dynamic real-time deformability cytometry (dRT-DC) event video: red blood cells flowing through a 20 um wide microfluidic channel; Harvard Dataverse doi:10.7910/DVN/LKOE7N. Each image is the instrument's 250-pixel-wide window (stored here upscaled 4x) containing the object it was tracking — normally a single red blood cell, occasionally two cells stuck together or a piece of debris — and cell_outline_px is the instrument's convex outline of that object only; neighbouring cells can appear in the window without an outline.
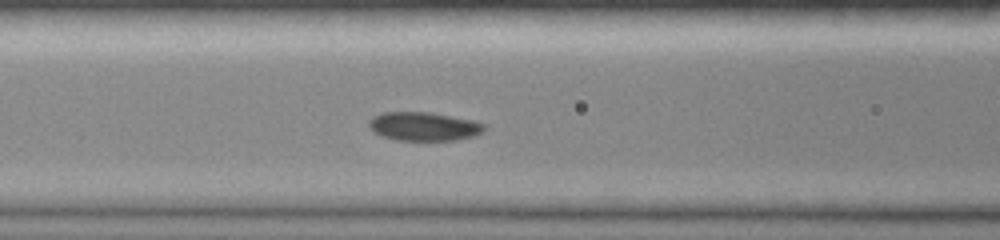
{"species": "common noctule bat (a hibernating species)", "species_latin": "Nyctalus noctula", "temperature_condition": "room temperature", "stored_images_in_passage": 7, "segment_of_instrument_passage": [1, 2], "camera_frame_rate_fps": 3000, "um_per_image_px": 0.085, "animal": {"sex": "female", "body_mass_g": 19.0, "forearm_length_mm": 51.5}, "frame": {"image": 1, "passage_image": 6, "time_ms": 4.0, "image_size_px": [1000, 240], "cell_outline_px": [[484, 128], [480, 132], [472, 136], [456, 140], [396, 140], [384, 136], [376, 132], [368, 124], [368, 120], [372, 116], [380, 112], [428, 112], [472, 120], [484, 124]], "centroid_in_image_um": [35.98, 10.73], "position_along_channel_um": 130.6, "area_um2": 18.96}}